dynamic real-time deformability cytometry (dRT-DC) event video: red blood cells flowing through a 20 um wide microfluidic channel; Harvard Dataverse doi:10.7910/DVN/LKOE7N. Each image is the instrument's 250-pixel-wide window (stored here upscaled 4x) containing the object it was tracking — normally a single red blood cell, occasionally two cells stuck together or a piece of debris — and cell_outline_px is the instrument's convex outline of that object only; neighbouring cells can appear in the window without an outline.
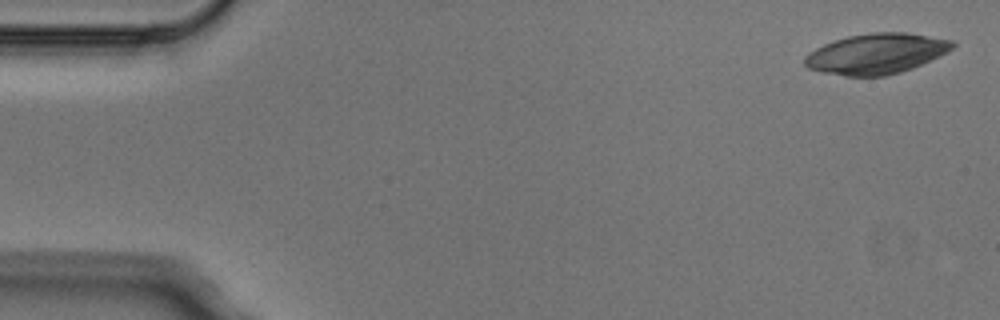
{"species": "Egyptian fruit bat (a non-hibernating species)", "species_latin": "Rousettus aegyptiacus", "temperature_condition": "cold", "stored_images_in_passage": 4, "camera_frame_rate_fps": 3000, "um_per_image_px": 0.085, "animal": {"sex": "male"}, "frame": {"image": 1, "passage_image": 1, "time_ms": 0.0, "image_size_px": [1000, 320], "cell_outline_px": [[956, 44], [948, 52], [940, 56], [912, 68], [900, 72], [884, 76], [844, 76], [824, 72], [808, 68], [804, 64], [804, 56], [816, 48], [824, 44], [848, 36], [872, 32], [908, 32], [952, 40]], "centroid_in_image_um": [74.5, 4.56], "position_along_channel_um": 10.5, "area_um2": 34.74}}